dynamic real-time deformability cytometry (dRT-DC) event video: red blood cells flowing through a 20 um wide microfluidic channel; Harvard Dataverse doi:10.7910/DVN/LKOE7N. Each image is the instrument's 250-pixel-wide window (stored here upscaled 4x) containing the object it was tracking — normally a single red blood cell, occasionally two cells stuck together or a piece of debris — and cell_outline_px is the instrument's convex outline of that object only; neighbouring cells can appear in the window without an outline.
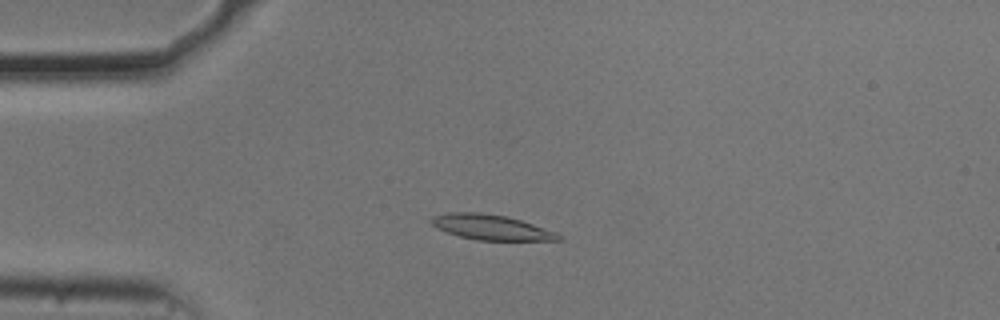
{"species": "common noctule bat (a hibernating species)", "species_latin": "Nyctalus noctula", "temperature_condition": "cold", "stored_images_in_passage": 52, "camera_frame_rate_fps": 3000, "um_per_image_px": 0.085, "animal": {"sex": "male", "body_mass_g": 20.5, "forearm_length_mm": 52.5}, "frame": {"image": 1, "passage_image": 11, "time_ms": 3.333, "image_size_px": [1000, 320], "cell_outline_px": [[564, 240], [476, 240], [460, 236], [436, 228], [428, 220], [432, 216], [448, 212], [480, 212], [508, 216], [556, 232], [564, 236]], "centroid_in_image_um": [41.74, 19.31], "position_along_channel_um": 43.3, "area_um2": 18.73}}
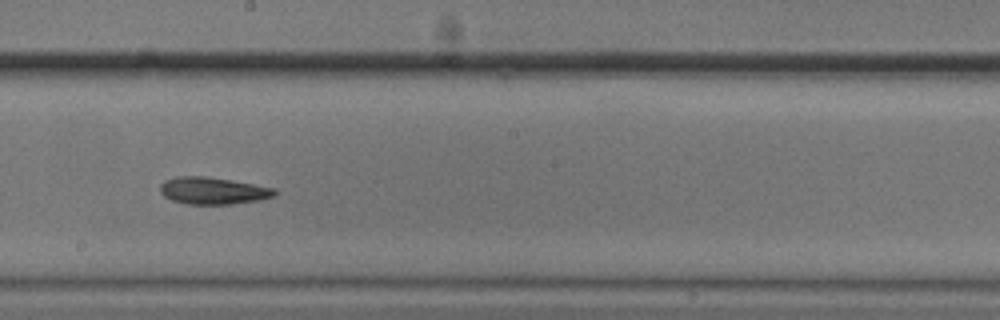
{"frame": {"image": 2, "passage_image": 28, "time_ms": 9.0, "image_size_px": [1000, 320], "cell_outline_px": [[276, 192], [272, 196], [260, 200], [232, 204], [184, 204], [172, 200], [164, 196], [160, 192], [160, 184], [164, 180], [176, 176], [204, 176], [232, 180], [276, 188]], "centroid_in_image_um": [18.07, 16.21], "position_along_channel_um": 230.1, "area_um2": 18.15}}
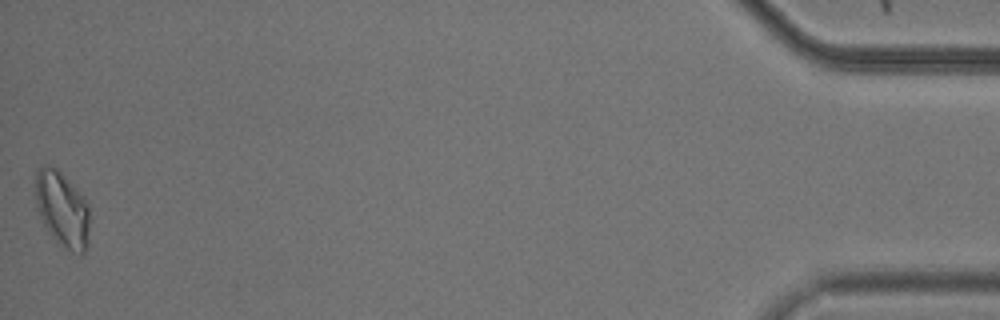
{"frame": {"image": 3, "passage_image": 52, "time_ms": 17.0, "image_size_px": [1000, 320], "cell_outline_px": [[88, 248], [84, 256], [80, 256], [72, 252], [60, 244], [48, 232], [36, 208], [36, 168], [44, 164], [48, 164], [56, 168], [88, 200]], "centroid_in_image_um": [5.3, 17.8], "position_along_channel_um": 429.9, "area_um2": 24.1}, "authors_computed_cell_mechanics": {"area_um2": 18.3226, "velocity_mm_per_s": 3.677, "shape_relaxation_time_tau1_ms": 11.0264, "shape_relaxation_time_tau2_ms": null, "deformation_change_tau1": 0.2405, "deformation_change_tau2": null}}